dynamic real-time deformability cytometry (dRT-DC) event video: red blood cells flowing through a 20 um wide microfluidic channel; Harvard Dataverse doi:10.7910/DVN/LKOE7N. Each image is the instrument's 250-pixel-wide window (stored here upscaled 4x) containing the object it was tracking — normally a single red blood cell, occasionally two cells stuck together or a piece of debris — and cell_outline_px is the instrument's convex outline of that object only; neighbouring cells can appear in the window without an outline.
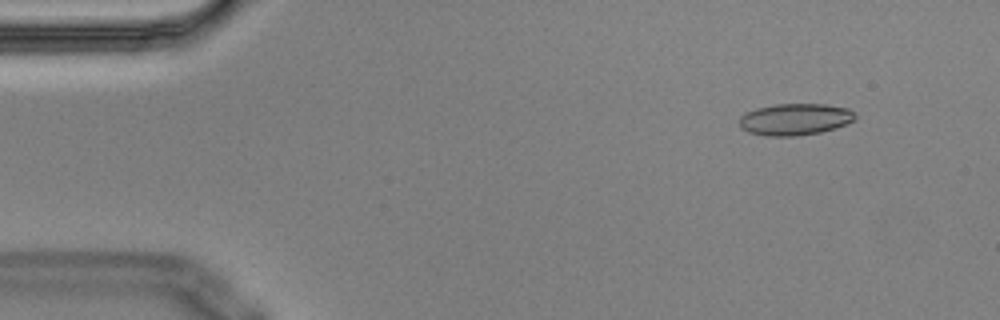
{"species": "Egyptian fruit bat (a non-hibernating species)", "species_latin": "Rousettus aegyptiacus", "temperature_condition": "cold", "stored_images_in_passage": 7, "camera_frame_rate_fps": 3000, "um_per_image_px": 0.085, "animal": {"sex": "male"}, "frame": {"image": 1, "passage_image": 2, "time_ms": 0.333, "image_size_px": [1000, 320], "cell_outline_px": [[856, 120], [836, 128], [820, 132], [796, 136], [764, 136], [748, 132], [740, 128], [740, 116], [744, 112], [756, 108], [776, 104], [824, 104], [848, 108], [856, 116]], "centroid_in_image_um": [67.55, 10.14], "position_along_channel_um": 17.4, "area_um2": 21.56}}
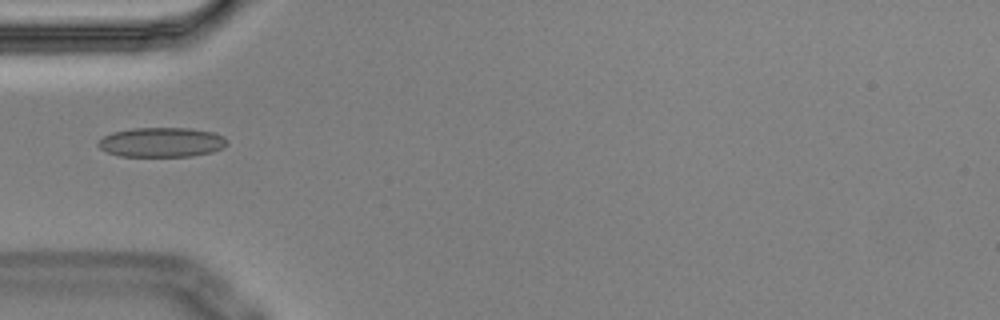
{"frame": {"image": 2, "passage_image": 5, "time_ms": 1.333, "image_size_px": [1000, 320], "cell_outline_px": [[228, 144], [224, 148], [212, 152], [192, 156], [120, 156], [108, 152], [100, 148], [96, 144], [104, 136], [112, 132], [132, 128], [188, 128], [212, 132], [224, 136], [228, 140]], "centroid_in_image_um": [13.77, 12.09], "position_along_channel_um": 71.2, "area_um2": 22.31}}